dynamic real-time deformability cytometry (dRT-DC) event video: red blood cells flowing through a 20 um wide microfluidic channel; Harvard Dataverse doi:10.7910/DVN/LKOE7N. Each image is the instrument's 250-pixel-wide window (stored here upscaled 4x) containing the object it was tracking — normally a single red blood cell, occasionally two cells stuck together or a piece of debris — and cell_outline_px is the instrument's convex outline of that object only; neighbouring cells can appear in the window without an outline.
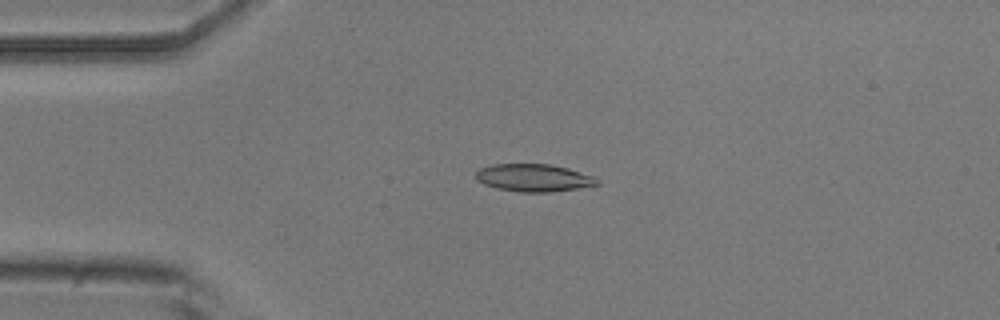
{"species": "common noctule bat (a hibernating species)", "species_latin": "Nyctalus noctula", "temperature_condition": "room temperature", "stored_images_in_passage": 51, "camera_frame_rate_fps": 3000, "um_per_image_px": 0.085, "animal": {"sex": "male", "body_mass_g": 20.5, "forearm_length_mm": 52.5}, "frame": {"image": 1, "passage_image": 13, "time_ms": 4.0, "image_size_px": [1000, 320], "cell_outline_px": [[600, 184], [576, 188], [548, 192], [520, 192], [496, 188], [484, 184], [476, 180], [476, 172], [480, 168], [492, 164], [548, 164], [568, 168], [592, 176], [600, 180]], "centroid_in_image_um": [45.34, 15.11], "position_along_channel_um": 39.7, "area_um2": 19.36}}
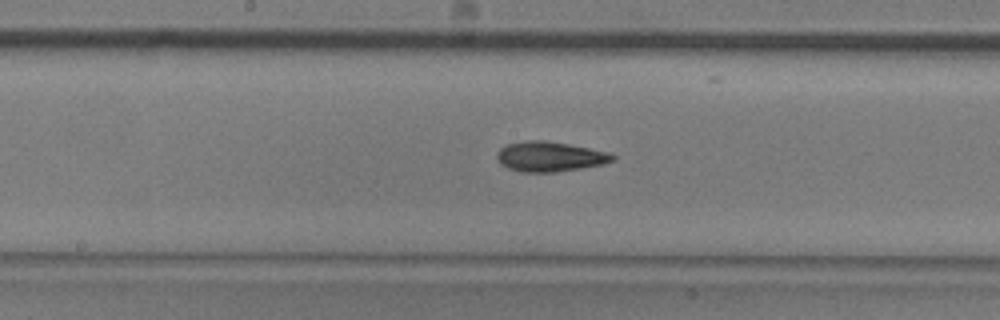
{"frame": {"image": 2, "passage_image": 28, "time_ms": 9.0, "image_size_px": [1000, 320], "cell_outline_px": [[616, 160], [604, 164], [556, 172], [524, 172], [508, 168], [500, 164], [496, 156], [496, 152], [500, 148], [508, 144], [524, 140], [544, 140], [568, 144], [608, 152], [616, 156]], "centroid_in_image_um": [46.73, 13.31], "position_along_channel_um": 201.5, "area_um2": 20.23}}
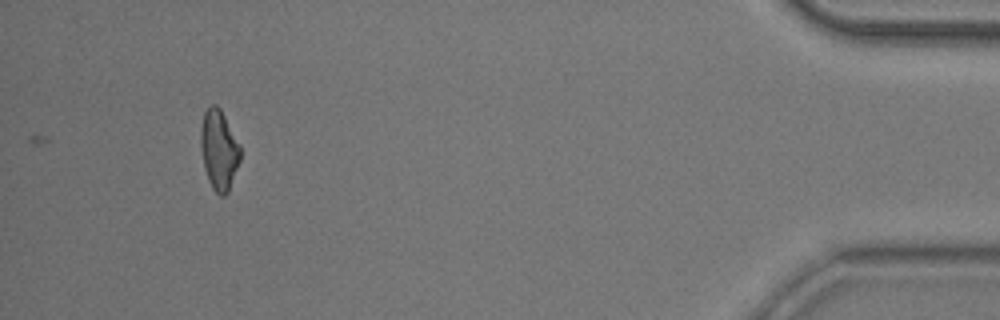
{"frame": {"image": 3, "passage_image": 51, "time_ms": 16.667, "image_size_px": [1000, 320], "cell_outline_px": [[240, 160], [228, 192], [224, 196], [220, 196], [212, 188], [208, 180], [204, 168], [200, 144], [200, 128], [204, 112], [212, 104], [216, 104], [220, 108], [240, 144]], "centroid_in_image_um": [18.6, 12.74], "position_along_channel_um": 416.6, "area_um2": 18.5}, "authors_computed_cell_mechanics": {"area_um2": 18.9006, "velocity_mm_per_s": 3.7296, "shape_relaxation_time_tau1_ms": 5.7206, "shape_relaxation_time_tau2_ms": 5.988, "deformation_change_tau1": 0.1656, "deformation_change_tau2": 0.1579}}